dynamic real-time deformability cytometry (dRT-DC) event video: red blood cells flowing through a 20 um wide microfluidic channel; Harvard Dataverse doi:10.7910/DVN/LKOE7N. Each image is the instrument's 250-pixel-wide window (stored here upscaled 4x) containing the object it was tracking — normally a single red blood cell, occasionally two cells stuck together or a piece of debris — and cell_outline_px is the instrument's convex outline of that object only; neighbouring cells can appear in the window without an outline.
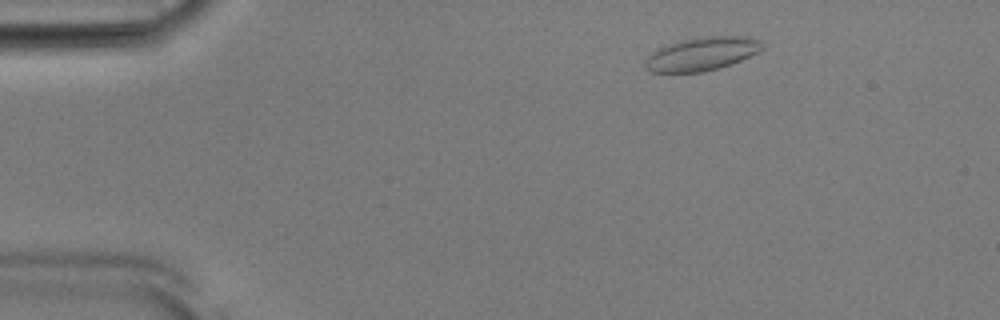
{"species": "Egyptian fruit bat (a non-hibernating species)", "species_latin": "Rousettus aegyptiacus", "temperature_condition": "room temperature", "stored_images_in_passage": 50, "camera_frame_rate_fps": 3000, "um_per_image_px": 0.085, "animal": {"sex": "male"}, "frame": {"image": 1, "passage_image": 6, "time_ms": 1.667, "image_size_px": [1000, 320], "cell_outline_px": [[764, 48], [732, 64], [700, 72], [652, 72], [644, 68], [644, 60], [652, 52], [660, 48], [680, 40], [704, 36], [748, 36], [760, 40], [764, 44]], "centroid_in_image_um": [59.65, 4.57], "position_along_channel_um": 25.3, "area_um2": 22.66}}
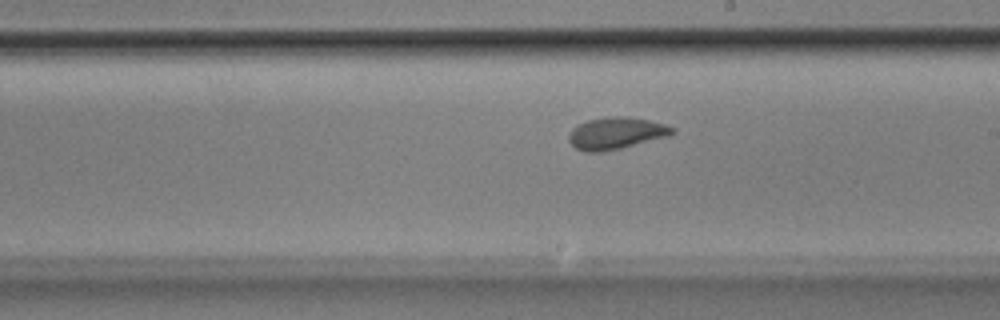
{"frame": {"image": 2, "passage_image": 28, "time_ms": 9.0, "image_size_px": [1000, 320], "cell_outline_px": [[676, 132], [672, 136], [604, 152], [584, 152], [576, 148], [568, 140], [568, 136], [572, 128], [576, 124], [588, 120], [608, 116], [628, 116], [648, 120], [664, 124], [676, 128]], "centroid_in_image_um": [52.39, 11.32], "position_along_channel_um": 236.6, "area_um2": 19.65}}
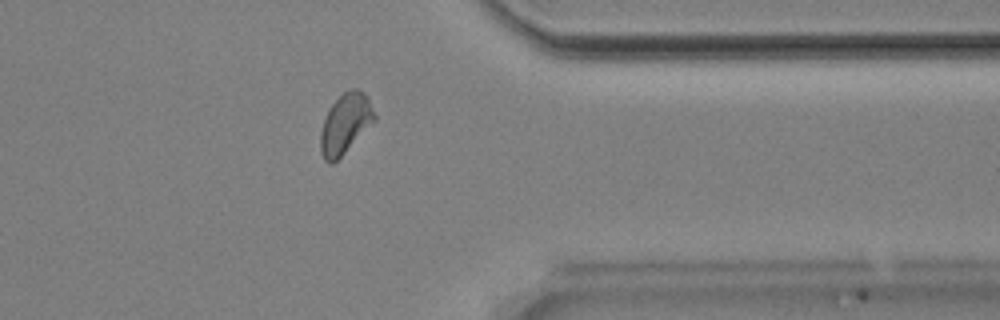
{"frame": {"image": 3, "passage_image": 40, "time_ms": 13.0, "image_size_px": [1000, 320], "cell_outline_px": [[376, 120], [332, 164], [328, 164], [324, 160], [320, 152], [320, 132], [324, 120], [332, 104], [348, 88], [360, 88], [368, 96], [376, 116]], "centroid_in_image_um": [29.36, 10.49], "position_along_channel_um": 382.0, "area_um2": 18.79}, "authors_computed_cell_mechanics": {"area_um2": 18.785, "velocity_mm_per_s": 3.8605, "shape_relaxation_time_tau1_ms": 4.8656, "shape_relaxation_time_tau2_ms": 1.2936, "deformation_change_tau1": 0.1223, "deformation_change_tau2": 0.0522}}